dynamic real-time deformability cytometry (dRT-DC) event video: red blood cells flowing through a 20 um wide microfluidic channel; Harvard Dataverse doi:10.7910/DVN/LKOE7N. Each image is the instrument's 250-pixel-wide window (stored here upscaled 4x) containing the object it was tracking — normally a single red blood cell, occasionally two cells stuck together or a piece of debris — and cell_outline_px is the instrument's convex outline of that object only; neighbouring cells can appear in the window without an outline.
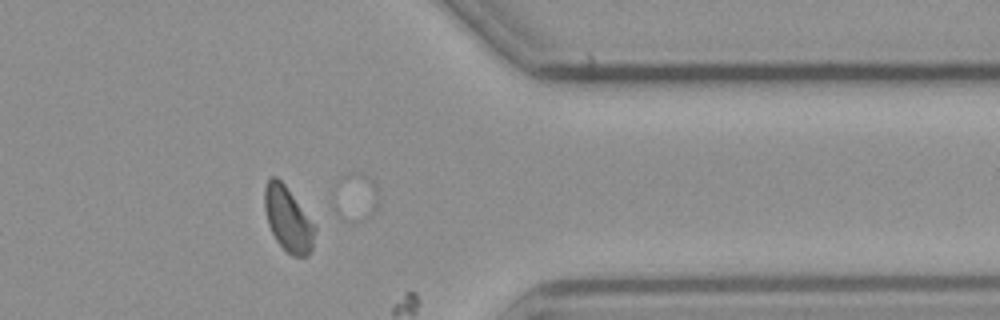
{"species": "common noctule bat (a hibernating species)", "species_latin": "Nyctalus noctula", "temperature_condition": "cold", "stored_images_in_passage": 47, "camera_frame_rate_fps": 3000, "um_per_image_px": 0.085, "animal": {"sex": "male", "body_mass_g": 23.1, "forearm_length_mm": 52.7}, "frame": {"image": 1, "passage_image": 46, "time_ms": 15.0, "image_size_px": [1000, 320], "cell_outline_px": [[316, 232], [312, 248], [308, 256], [292, 256], [276, 240], [268, 224], [264, 208], [264, 188], [268, 180], [272, 176], [276, 176], [284, 184], [316, 224]], "centroid_in_image_um": [24.5, 18.63], "position_along_channel_um": 386.9, "area_um2": 19.02}}